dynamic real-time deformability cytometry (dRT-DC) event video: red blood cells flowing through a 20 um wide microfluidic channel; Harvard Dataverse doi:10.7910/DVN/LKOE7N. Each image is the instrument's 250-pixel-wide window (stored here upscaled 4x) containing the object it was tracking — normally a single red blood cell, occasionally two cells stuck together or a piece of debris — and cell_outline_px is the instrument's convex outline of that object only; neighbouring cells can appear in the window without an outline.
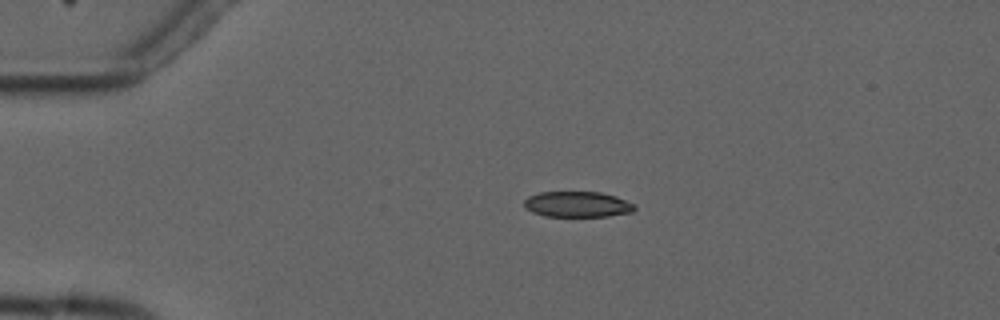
{"species": "common noctule bat (a hibernating species)", "species_latin": "Nyctalus noctula", "temperature_condition": "cold", "stored_images_in_passage": 5, "camera_frame_rate_fps": 3000, "um_per_image_px": 0.085, "animal": {"sex": "male", "forearm_length_mm": 52.5}, "frame": {"image": 1, "passage_image": 4, "time_ms": 3.333, "image_size_px": [1000, 320], "cell_outline_px": [[636, 208], [632, 212], [608, 216], [544, 216], [532, 212], [524, 208], [524, 200], [528, 196], [540, 192], [600, 192], [616, 196], [636, 204]], "centroid_in_image_um": [49.08, 17.36], "position_along_channel_um": 35.9, "area_um2": 16.65}}